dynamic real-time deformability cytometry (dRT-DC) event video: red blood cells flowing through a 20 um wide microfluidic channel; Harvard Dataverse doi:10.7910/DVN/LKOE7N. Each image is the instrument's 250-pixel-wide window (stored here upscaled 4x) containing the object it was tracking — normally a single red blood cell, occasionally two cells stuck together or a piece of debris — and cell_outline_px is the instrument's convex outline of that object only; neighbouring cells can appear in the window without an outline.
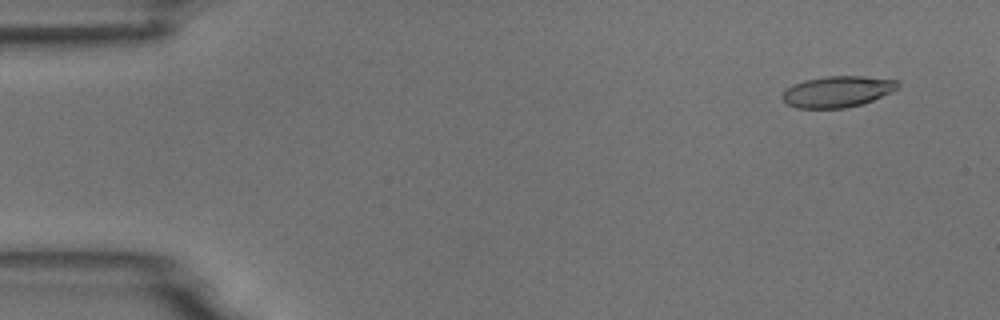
{"species": "common noctule bat (a hibernating species)", "species_latin": "Nyctalus noctula", "temperature_condition": "room temperature", "stored_images_in_passage": 54, "camera_frame_rate_fps": 3000, "um_per_image_px": 0.085, "animal": {"sex": "male", "body_mass_g": 18.8}, "frame": {"image": 1, "passage_image": 4, "time_ms": 1.0, "image_size_px": [1000, 320], "cell_outline_px": [[900, 88], [892, 92], [872, 100], [860, 104], [844, 108], [796, 108], [788, 104], [780, 96], [788, 88], [804, 80], [824, 76], [864, 76], [900, 80]], "centroid_in_image_um": [71.23, 7.77], "position_along_channel_um": 13.8, "area_um2": 20.98}}
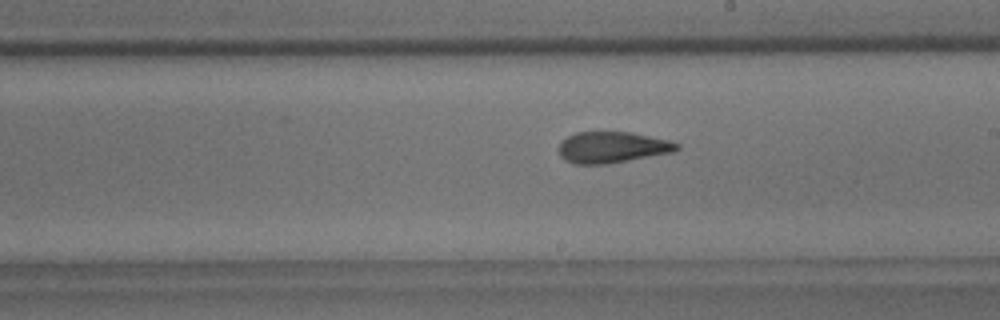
{"frame": {"image": 2, "passage_image": 31, "time_ms": 10.0, "image_size_px": [1000, 320], "cell_outline_px": [[680, 148], [672, 152], [608, 164], [572, 164], [564, 160], [560, 156], [560, 144], [568, 136], [576, 132], [632, 132], [668, 140], [680, 144]], "centroid_in_image_um": [52.04, 12.52], "position_along_channel_um": 237.0, "area_um2": 21.39}}
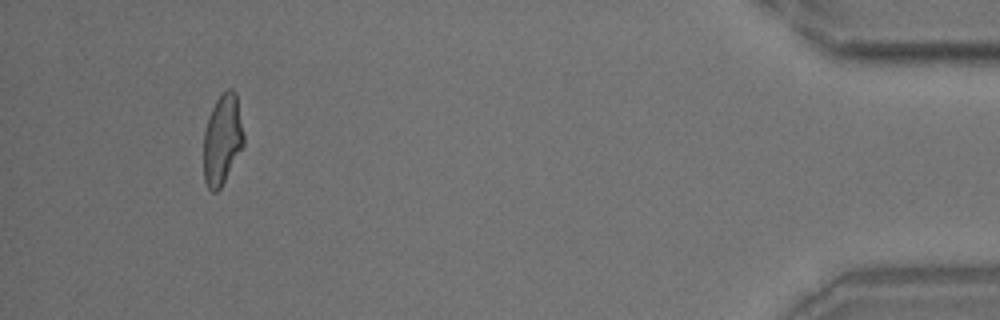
{"frame": {"image": 3, "passage_image": 51, "time_ms": 16.667, "image_size_px": [1000, 320], "cell_outline_px": [[244, 144], [220, 188], [216, 192], [212, 192], [208, 188], [204, 180], [204, 132], [208, 116], [216, 100], [228, 88], [232, 88], [236, 92], [244, 132]], "centroid_in_image_um": [18.9, 11.83], "position_along_channel_um": 416.3, "area_um2": 21.04}, "authors_computed_cell_mechanics": {"area_um2": 21.7328, "velocity_mm_per_s": 3.7208, "shape_relaxation_time_tau1_ms": 8.3714, "shape_relaxation_time_tau2_ms": 2.2173, "deformation_change_tau1": 0.2253, "deformation_change_tau2": 0.0993}}